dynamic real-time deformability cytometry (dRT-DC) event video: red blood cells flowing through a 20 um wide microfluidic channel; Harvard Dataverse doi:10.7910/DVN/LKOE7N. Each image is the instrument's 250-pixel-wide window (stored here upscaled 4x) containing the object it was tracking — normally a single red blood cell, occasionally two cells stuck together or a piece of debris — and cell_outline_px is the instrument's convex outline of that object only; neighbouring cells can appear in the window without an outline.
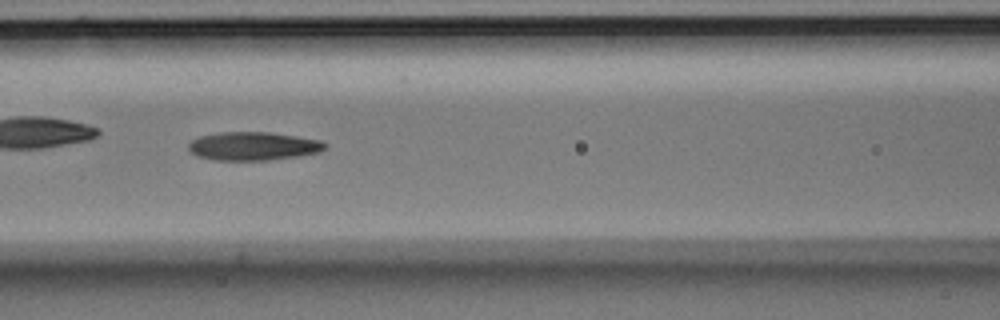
{"species": "Egyptian fruit bat (a non-hibernating species)", "species_latin": "Rousettus aegyptiacus", "temperature_condition": "room temperature", "stored_images_in_passage": 51, "camera_frame_rate_fps": 3000, "um_per_image_px": 0.085, "animal": {"sex": "male"}, "frame": {"image": 1, "passage_image": 22, "time_ms": 7.0, "image_size_px": [1000, 320], "cell_outline_px": [[328, 144], [320, 152], [300, 156], [268, 160], [212, 160], [196, 156], [188, 148], [188, 144], [192, 140], [200, 136], [220, 132], [268, 132], [296, 136], [320, 140]], "centroid_in_image_um": [21.52, 12.42], "position_along_channel_um": 145.1, "area_um2": 22.66}, "authors_computed_cell_mechanics": {"area_um2": 21.9062, "velocity_mm_per_s": 3.7844, "shape_relaxation_time_tau1_ms": 7.4388, "shape_relaxation_time_tau2_ms": 4.3656, "deformation_change_tau1": 0.2069, "deformation_change_tau2": 0.1564}}